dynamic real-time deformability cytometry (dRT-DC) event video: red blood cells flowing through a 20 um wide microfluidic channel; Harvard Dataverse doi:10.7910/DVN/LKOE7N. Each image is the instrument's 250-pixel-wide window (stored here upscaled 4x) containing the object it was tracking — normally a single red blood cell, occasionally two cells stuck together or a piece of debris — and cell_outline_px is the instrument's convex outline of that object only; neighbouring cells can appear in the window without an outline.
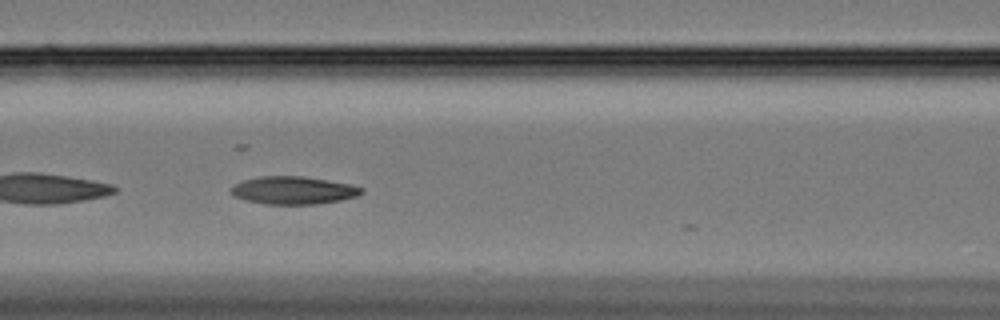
{"species": "Egyptian fruit bat (a non-hibernating species)", "species_latin": "Rousettus aegyptiacus", "temperature_condition": "cold", "stored_images_in_passage": 12, "camera_frame_rate_fps": 3000, "um_per_image_px": 0.085, "animal": {"sex": "female"}, "frame": {"image": 1, "passage_image": 6, "time_ms": 1.667, "image_size_px": [1000, 320], "cell_outline_px": [[364, 192], [356, 196], [340, 200], [316, 204], [264, 204], [244, 200], [236, 196], [232, 192], [232, 188], [236, 184], [244, 180], [260, 176], [300, 176], [348, 184], [364, 188]], "centroid_in_image_um": [24.94, 16.18], "position_along_channel_um": 141.7, "area_um2": 20.75}}
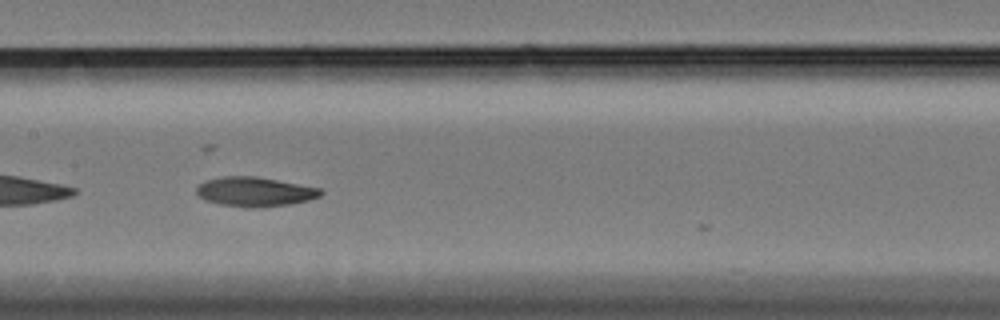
{"frame": {"image": 2, "passage_image": 10, "time_ms": 3.0, "image_size_px": [1000, 320], "cell_outline_px": [[324, 192], [320, 196], [308, 200], [288, 204], [264, 208], [248, 208], [220, 204], [204, 200], [196, 192], [196, 188], [200, 184], [208, 180], [224, 176], [256, 176], [320, 188]], "centroid_in_image_um": [21.66, 16.31], "position_along_channel_um": 185.7, "area_um2": 21.27}}